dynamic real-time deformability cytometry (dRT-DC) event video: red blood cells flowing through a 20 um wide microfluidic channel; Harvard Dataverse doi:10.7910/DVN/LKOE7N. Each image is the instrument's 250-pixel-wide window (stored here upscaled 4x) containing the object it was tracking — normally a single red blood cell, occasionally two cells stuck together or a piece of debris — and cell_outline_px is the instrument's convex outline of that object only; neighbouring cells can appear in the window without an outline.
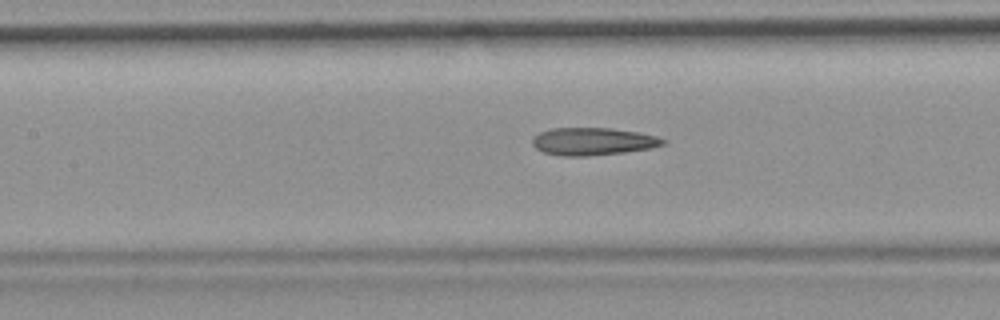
{"species": "common noctule bat (a hibernating species)", "species_latin": "Nyctalus noctula", "temperature_condition": "room temperature", "stored_images_in_passage": 36, "camera_frame_rate_fps": 3000, "um_per_image_px": 0.085, "animal": {"sex": "female", "body_mass_g": 19.9}, "frame": {"image": 1, "passage_image": 16, "time_ms": 5.0, "image_size_px": [1000, 320], "cell_outline_px": [[668, 144], [652, 148], [624, 152], [588, 156], [560, 156], [544, 152], [536, 148], [532, 144], [532, 136], [540, 132], [552, 128], [612, 128], [640, 132], [656, 136], [668, 140]], "centroid_in_image_um": [50.44, 12.02], "position_along_channel_um": 157.0, "area_um2": 21.27}}